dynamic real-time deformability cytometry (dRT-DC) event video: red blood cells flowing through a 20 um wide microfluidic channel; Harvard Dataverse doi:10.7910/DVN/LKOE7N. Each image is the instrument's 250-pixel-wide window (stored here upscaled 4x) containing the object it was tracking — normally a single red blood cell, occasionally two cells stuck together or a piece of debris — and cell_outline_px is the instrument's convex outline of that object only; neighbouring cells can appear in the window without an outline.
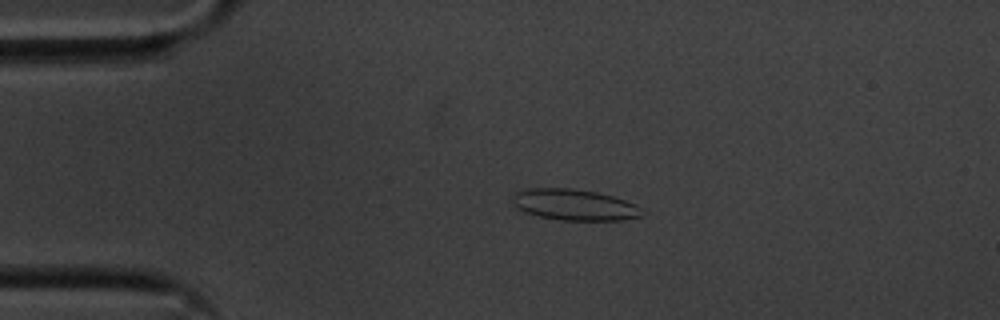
{"species": "common noctule bat (a hibernating species)", "species_latin": "Nyctalus noctula", "temperature_condition": "cold", "stored_images_in_passage": 56, "camera_frame_rate_fps": 3000, "um_per_image_px": 0.085, "animal": {"sex": "male", "body_mass_g": 20.1, "forearm_length_mm": 53.5}, "frame": {"image": 1, "passage_image": 12, "time_ms": 3.667, "image_size_px": [1000, 320], "cell_outline_px": [[640, 216], [620, 220], [560, 220], [540, 216], [524, 212], [516, 208], [512, 200], [512, 192], [528, 188], [572, 188], [596, 192], [612, 196], [636, 204], [640, 208]], "centroid_in_image_um": [48.74, 17.39], "position_along_channel_um": 36.3, "area_um2": 23.41}}
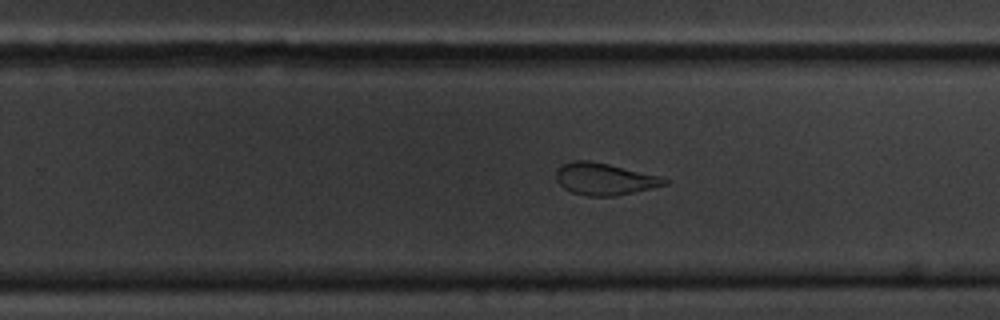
{"frame": {"image": 2, "passage_image": 35, "time_ms": 11.333, "image_size_px": [1000, 320], "cell_outline_px": [[668, 184], [652, 188], [616, 196], [588, 196], [572, 192], [564, 188], [556, 180], [556, 172], [564, 164], [572, 160], [588, 160], [608, 164], [660, 176], [668, 180]], "centroid_in_image_um": [51.39, 15.22], "position_along_channel_um": 278.4, "area_um2": 20.0}}
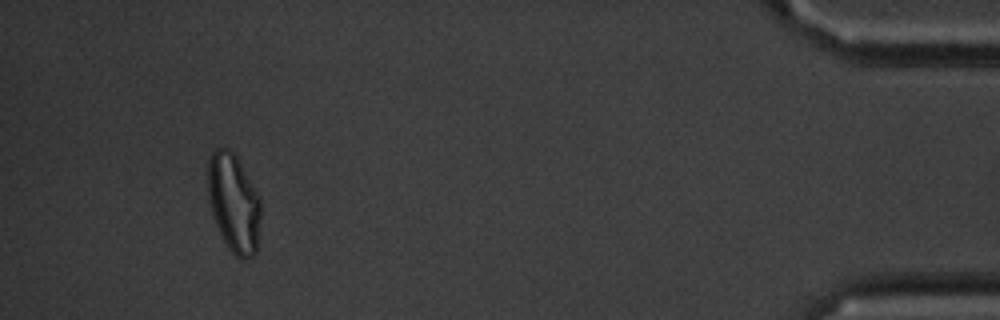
{"frame": {"image": 3, "passage_image": 52, "time_ms": 17.0, "image_size_px": [1000, 320], "cell_outline_px": [[260, 220], [256, 252], [252, 256], [244, 260], [236, 256], [228, 248], [216, 224], [212, 212], [208, 196], [208, 160], [212, 152], [216, 148], [228, 148], [236, 156], [256, 192], [260, 200]], "centroid_in_image_um": [19.86, 17.27], "position_along_channel_um": 415.3, "area_um2": 29.94}, "authors_computed_cell_mechanics": {"area_um2": 23.3801, "velocity_mm_per_s": 3.5905, "shape_relaxation_time_tau1_ms": 4.0162, "shape_relaxation_time_tau2_ms": 1.5319, "deformation_change_tau1": 0.1638, "deformation_change_tau2": 0.0959}}